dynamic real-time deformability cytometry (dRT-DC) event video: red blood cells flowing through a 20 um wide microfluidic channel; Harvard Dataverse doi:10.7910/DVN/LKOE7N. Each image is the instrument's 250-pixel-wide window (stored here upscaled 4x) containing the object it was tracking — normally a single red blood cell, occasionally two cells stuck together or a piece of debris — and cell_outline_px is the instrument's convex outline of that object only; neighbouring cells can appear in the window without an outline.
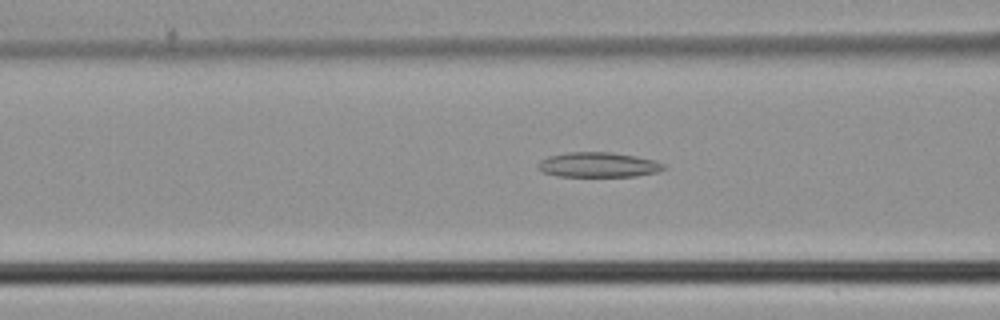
{"species": "common noctule bat (a hibernating species)", "species_latin": "Nyctalus noctula", "temperature_condition": "cold", "stored_images_in_passage": 46, "camera_frame_rate_fps": 3000, "um_per_image_px": 0.085, "animal": {"sex": "male", "body_mass_g": 21.5, "forearm_length_mm": 52.0}, "frame": {"image": 1, "passage_image": 18, "time_ms": 5.667, "image_size_px": [1000, 320], "cell_outline_px": [[664, 168], [656, 172], [636, 176], [556, 176], [544, 172], [536, 168], [536, 164], [540, 160], [548, 156], [568, 152], [612, 152], [636, 156], [652, 160], [664, 164]], "centroid_in_image_um": [50.78, 14.0], "position_along_channel_um": 115.8, "area_um2": 18.21}}
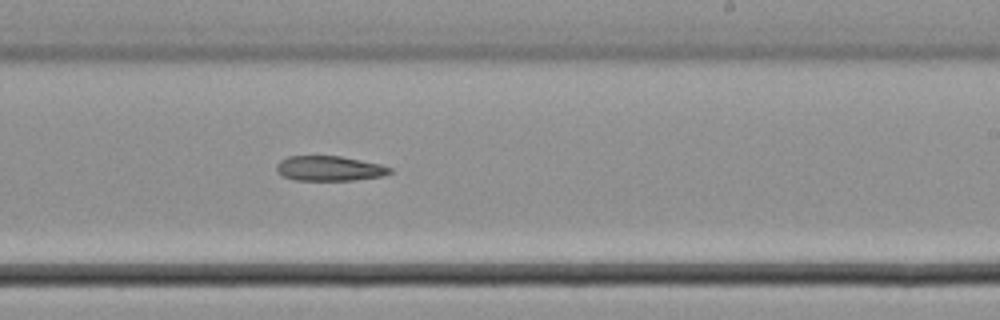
{"frame": {"image": 2, "passage_image": 28, "time_ms": 9.0, "image_size_px": [1000, 320], "cell_outline_px": [[392, 172], [384, 176], [352, 180], [292, 180], [276, 172], [276, 164], [280, 160], [288, 156], [340, 156], [380, 164], [392, 168]], "centroid_in_image_um": [27.98, 14.32], "position_along_channel_um": 261.0, "area_um2": 16.53}}
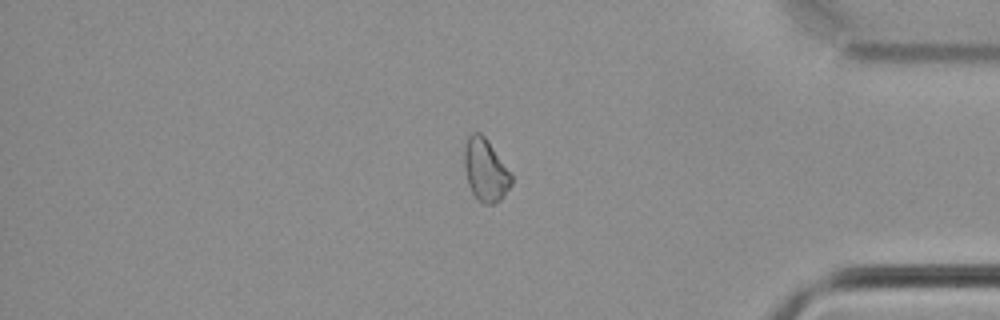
{"frame": {"image": 3, "passage_image": 39, "time_ms": 12.667, "image_size_px": [1000, 320], "cell_outline_px": [[512, 184], [504, 196], [500, 200], [492, 204], [484, 204], [472, 192], [468, 184], [464, 168], [464, 144], [468, 136], [472, 132], [480, 132], [488, 140], [512, 172]], "centroid_in_image_um": [41.28, 14.42], "position_along_channel_um": 393.9, "area_um2": 17.4}}